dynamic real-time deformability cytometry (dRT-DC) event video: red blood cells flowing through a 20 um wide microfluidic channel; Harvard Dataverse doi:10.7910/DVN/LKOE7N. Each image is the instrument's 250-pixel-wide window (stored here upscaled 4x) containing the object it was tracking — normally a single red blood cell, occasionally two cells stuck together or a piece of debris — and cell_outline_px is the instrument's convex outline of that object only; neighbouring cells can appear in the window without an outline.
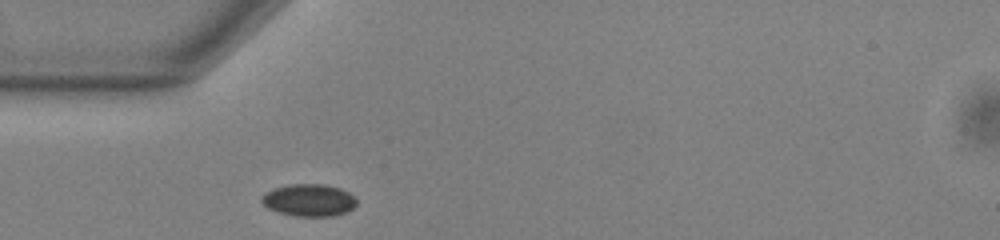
{"species": "common noctule bat (a hibernating species)", "species_latin": "Nyctalus noctula", "temperature_condition": "warm", "stored_images_in_passage": 42, "camera_frame_rate_fps": 3000, "um_per_image_px": 0.085, "animal": {"sex": "male", "body_mass_g": 13.0, "forearm_length_mm": 53.1}, "frame": {"image": 1, "passage_image": 6, "time_ms": 1.667, "image_size_px": [1000, 240], "cell_outline_px": [[356, 204], [352, 208], [344, 212], [332, 216], [296, 216], [276, 212], [268, 208], [260, 200], [260, 196], [264, 192], [272, 188], [288, 184], [324, 184], [340, 188], [348, 192], [356, 200]], "centroid_in_image_um": [26.19, 17.0], "position_along_channel_um": 58.8, "area_um2": 17.92}}
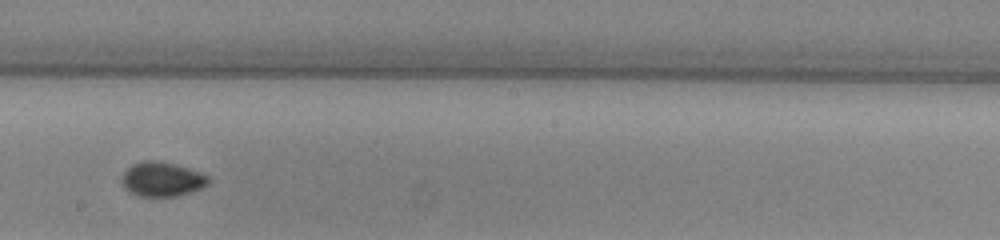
{"frame": {"image": 2, "passage_image": 20, "time_ms": 6.333, "image_size_px": [1000, 240], "cell_outline_px": [[212, 180], [208, 184], [200, 188], [176, 196], [140, 196], [124, 188], [120, 180], [124, 172], [132, 164], [144, 160], [156, 160], [176, 164], [200, 172], [208, 176]], "centroid_in_image_um": [13.77, 15.22], "position_along_channel_um": 234.4, "area_um2": 17.34}}
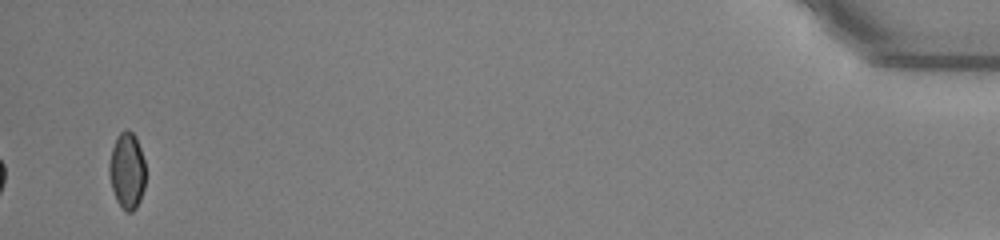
{"frame": {"image": 3, "passage_image": 42, "time_ms": 13.667, "image_size_px": [1000, 240], "cell_outline_px": [[144, 188], [140, 200], [136, 208], [132, 212], [124, 212], [116, 200], [112, 188], [108, 172], [108, 164], [112, 148], [120, 132], [128, 128], [136, 136], [144, 160]], "centroid_in_image_um": [10.78, 14.52], "position_along_channel_um": 424.4, "area_um2": 16.24}, "authors_computed_cell_mechanics": {"area_um2": 17.1377, "velocity_mm_per_s": 3.8301, "shape_relaxation_time_tau1_ms": null, "shape_relaxation_time_tau2_ms": 2.0841, "deformation_change_tau1": null, "deformation_change_tau2": 0.038}}